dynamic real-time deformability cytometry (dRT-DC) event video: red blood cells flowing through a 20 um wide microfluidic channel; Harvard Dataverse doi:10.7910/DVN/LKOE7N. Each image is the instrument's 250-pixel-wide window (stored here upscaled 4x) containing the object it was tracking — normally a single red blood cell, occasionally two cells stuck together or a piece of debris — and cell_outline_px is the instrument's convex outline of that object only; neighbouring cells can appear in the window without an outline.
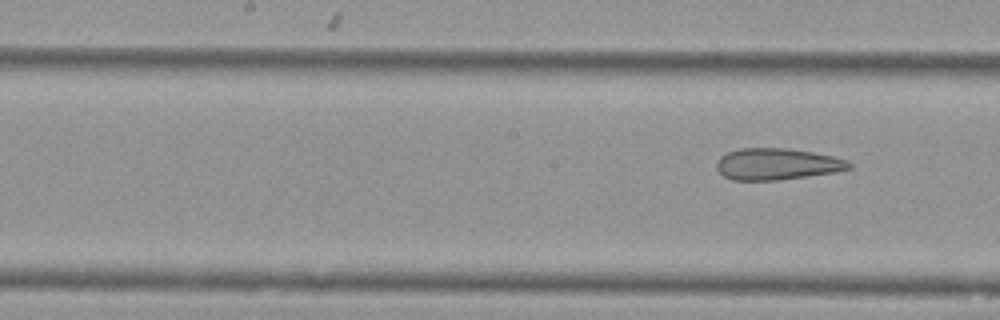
{"species": "Egyptian fruit bat (a non-hibernating species)", "species_latin": "Rousettus aegyptiacus", "temperature_condition": "cold", "stored_images_in_passage": 8, "segment_of_instrument_passage": [2, 2], "camera_frame_rate_fps": 3000, "um_per_image_px": 0.085, "animal": {"sex": "female"}, "frame": {"image": 1, "passage_image": 8, "time_ms": 2.333, "image_size_px": [1000, 320], "cell_outline_px": [[852, 168], [832, 172], [776, 180], [732, 180], [724, 176], [716, 168], [716, 160], [720, 156], [728, 152], [740, 148], [784, 148], [812, 152], [832, 156], [848, 160], [852, 164]], "centroid_in_image_um": [66.01, 13.94], "position_along_channel_um": 182.2, "area_um2": 24.16}}